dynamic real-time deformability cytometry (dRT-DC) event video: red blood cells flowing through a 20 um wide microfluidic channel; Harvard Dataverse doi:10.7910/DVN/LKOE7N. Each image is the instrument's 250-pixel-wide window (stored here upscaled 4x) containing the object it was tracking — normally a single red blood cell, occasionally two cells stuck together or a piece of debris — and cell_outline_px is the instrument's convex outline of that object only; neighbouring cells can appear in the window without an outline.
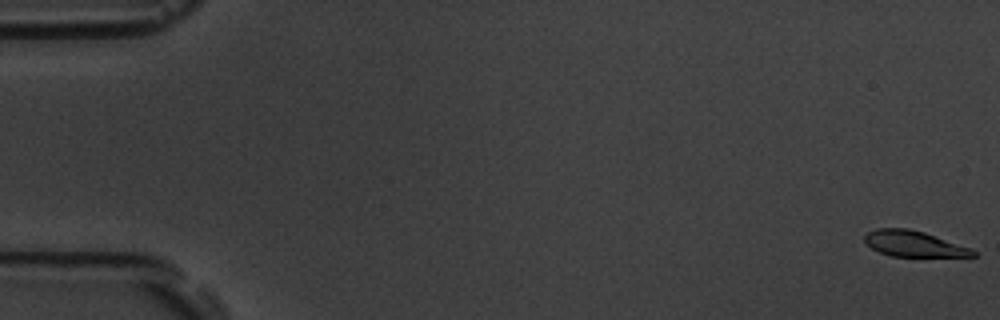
{"species": "common noctule bat (a hibernating species)", "species_latin": "Nyctalus noctula", "temperature_condition": "room temperature", "stored_images_in_passage": 55, "camera_frame_rate_fps": 3000, "um_per_image_px": 0.085, "animal": {"sex": "male", "body_mass_g": 19.5, "forearm_length_mm": 54.6}, "frame": {"image": 1, "passage_image": 1, "time_ms": 0.0, "image_size_px": [1000, 320], "cell_outline_px": [[976, 256], [892, 256], [880, 252], [872, 248], [864, 240], [864, 236], [868, 232], [876, 228], [908, 228], [924, 232], [972, 248], [976, 252]], "centroid_in_image_um": [77.67, 20.71], "position_along_channel_um": 7.3, "area_um2": 16.13}}
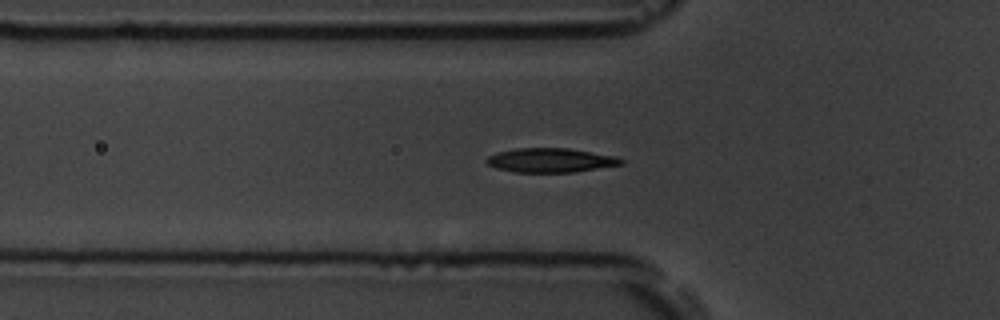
{"frame": {"image": 2, "passage_image": 19, "time_ms": 6.0, "image_size_px": [1000, 320], "cell_outline_px": [[624, 164], [572, 172], [516, 172], [496, 168], [488, 164], [484, 160], [488, 156], [496, 152], [516, 148], [568, 148], [616, 156], [624, 160]], "centroid_in_image_um": [46.78, 13.61], "position_along_channel_um": 79.0, "area_um2": 18.96}}
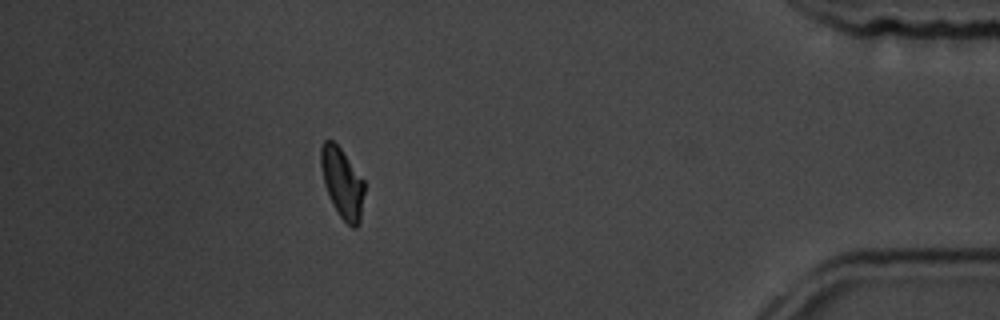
{"frame": {"image": 3, "passage_image": 49, "time_ms": 16.0, "image_size_px": [1000, 320], "cell_outline_px": [[364, 192], [360, 220], [356, 228], [352, 228], [340, 216], [332, 204], [324, 184], [320, 164], [320, 148], [324, 140], [332, 140], [340, 148], [364, 180]], "centroid_in_image_um": [29.08, 15.54], "position_along_channel_um": 406.1, "area_um2": 17.63}, "authors_computed_cell_mechanics": {"area_um2": 18.207, "velocity_mm_per_s": 3.7625, "shape_relaxation_time_tau1_ms": 2.3751, "shape_relaxation_time_tau2_ms": 2.1588, "deformation_change_tau1": 0.1242, "deformation_change_tau2": 0.0669}}